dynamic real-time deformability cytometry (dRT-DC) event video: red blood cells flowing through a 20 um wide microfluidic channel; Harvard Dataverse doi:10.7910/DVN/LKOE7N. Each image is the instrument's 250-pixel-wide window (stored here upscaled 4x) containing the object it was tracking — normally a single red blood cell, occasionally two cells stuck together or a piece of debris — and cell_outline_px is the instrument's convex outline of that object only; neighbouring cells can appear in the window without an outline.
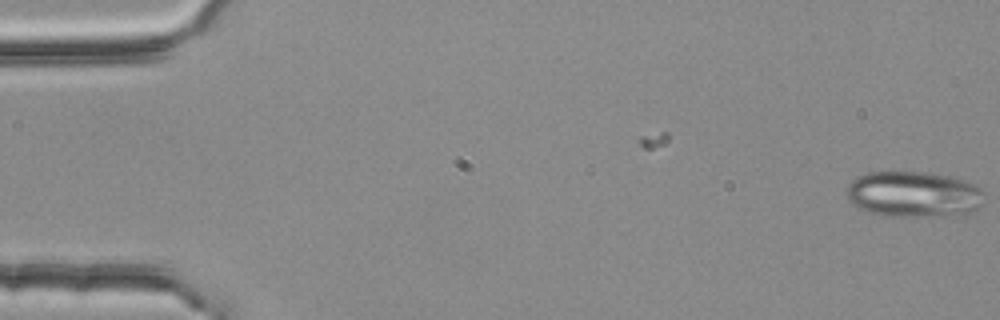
{"species": "common noctule bat (a hibernating species)", "species_latin": "Nyctalus noctula", "temperature_condition": "room temperature", "stored_images_in_passage": 2, "camera_frame_rate_fps": 3000, "um_per_image_px": 0.085, "animal": {"sex": "female", "body_mass_g": 25.1}, "frame": {"image": 1, "passage_image": 2, "time_ms": 0.333, "image_size_px": [1000, 320], "cell_outline_px": [[984, 204], [972, 212], [964, 216], [884, 216], [868, 212], [852, 204], [848, 200], [848, 184], [856, 176], [868, 172], [924, 172], [952, 176], [964, 180], [980, 188], [984, 192]], "centroid_in_image_um": [77.71, 16.53], "position_along_channel_um": 7.3, "area_um2": 37.4}}